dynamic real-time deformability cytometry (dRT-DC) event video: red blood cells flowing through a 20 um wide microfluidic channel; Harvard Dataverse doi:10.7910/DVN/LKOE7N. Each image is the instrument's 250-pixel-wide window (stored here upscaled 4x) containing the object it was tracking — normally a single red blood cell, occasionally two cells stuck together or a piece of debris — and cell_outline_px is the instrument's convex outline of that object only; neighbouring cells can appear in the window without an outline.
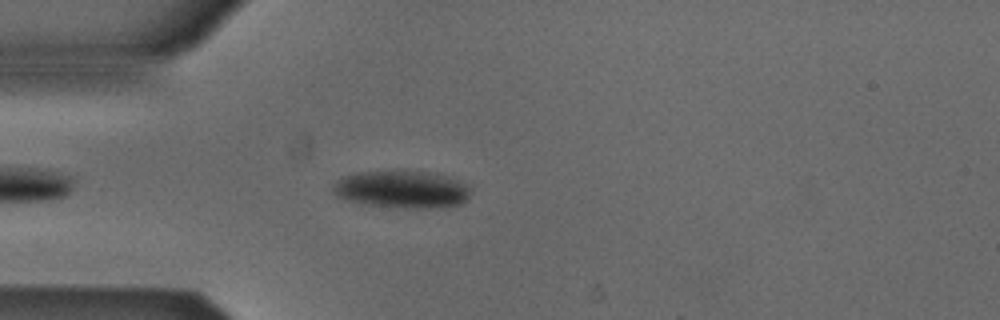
{"species": "Egyptian fruit bat (a non-hibernating species)", "species_latin": "Rousettus aegyptiacus", "temperature_condition": "cold", "stored_images_in_passage": 31, "camera_frame_rate_fps": 3000, "um_per_image_px": 0.085, "animal": {"sex": "male"}, "frame": {"image": 1, "passage_image": 3, "time_ms": 0.667, "image_size_px": [1000, 320], "cell_outline_px": [[472, 192], [460, 204], [444, 208], [404, 208], [364, 204], [344, 200], [336, 196], [332, 192], [332, 184], [336, 180], [344, 176], [360, 172], [396, 168], [404, 168], [436, 172], [460, 180], [468, 184]], "centroid_in_image_um": [34.17, 16.05], "position_along_channel_um": 50.8, "area_um2": 31.5}}
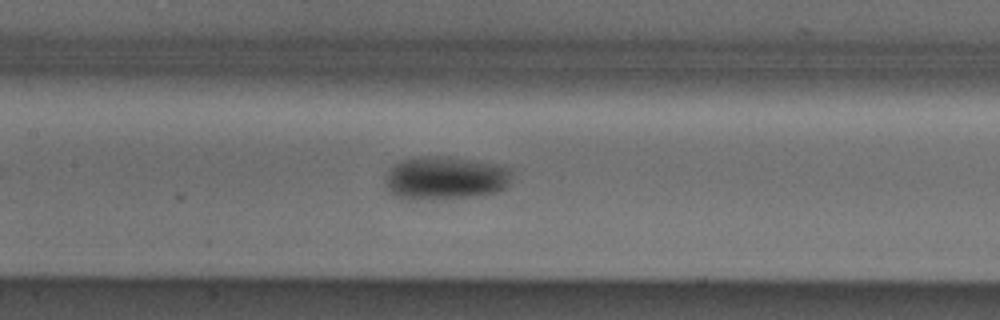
{"frame": {"image": 2, "passage_image": 13, "time_ms": 4.0, "image_size_px": [1000, 320], "cell_outline_px": [[512, 172], [508, 188], [496, 192], [480, 196], [416, 200], [412, 200], [392, 196], [388, 192], [384, 184], [384, 176], [396, 164], [404, 160], [420, 156], [452, 156], [512, 168]], "centroid_in_image_um": [37.84, 15.15], "position_along_channel_um": 169.6, "area_um2": 32.43}}
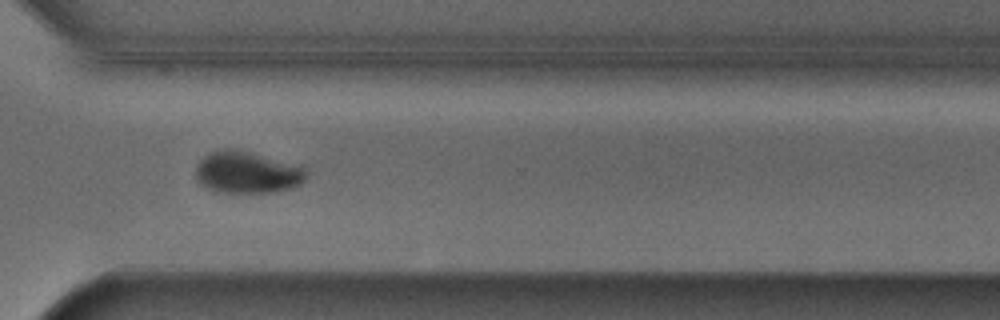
{"frame": {"image": 3, "passage_image": 27, "time_ms": 8.667, "image_size_px": [1000, 320], "cell_outline_px": [[308, 176], [300, 184], [292, 188], [272, 192], [216, 192], [208, 188], [196, 180], [196, 164], [208, 152], [224, 148], [236, 148], [304, 164]], "centroid_in_image_um": [21.06, 14.61], "position_along_channel_um": 349.5, "area_um2": 27.8}}